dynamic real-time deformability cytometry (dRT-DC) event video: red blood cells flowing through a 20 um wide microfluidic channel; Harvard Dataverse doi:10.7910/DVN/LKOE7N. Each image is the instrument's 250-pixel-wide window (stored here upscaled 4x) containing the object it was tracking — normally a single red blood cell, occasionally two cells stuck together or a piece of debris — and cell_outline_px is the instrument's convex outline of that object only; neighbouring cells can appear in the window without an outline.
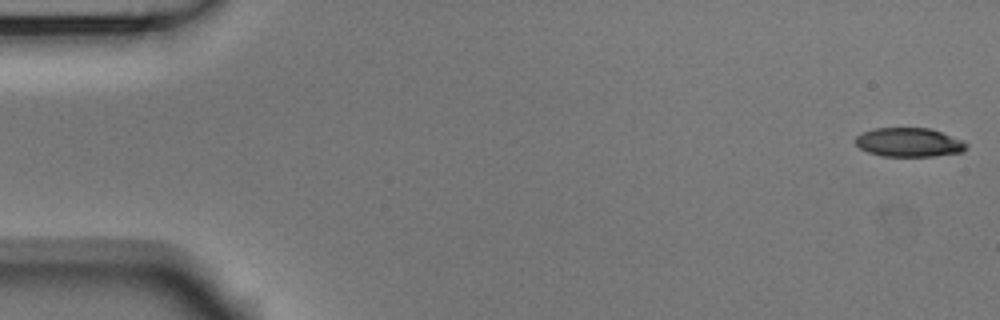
{"species": "Egyptian fruit bat (a non-hibernating species)", "species_latin": "Rousettus aegyptiacus", "temperature_condition": "room temperature", "stored_images_in_passage": 53, "camera_frame_rate_fps": 3000, "um_per_image_px": 0.085, "animal": {"sex": "male"}, "frame": {"image": 1, "passage_image": 1, "time_ms": 0.0, "image_size_px": [1000, 320], "cell_outline_px": [[968, 148], [964, 152], [936, 156], [880, 156], [868, 152], [860, 148], [856, 144], [856, 136], [872, 128], [928, 128], [940, 132], [960, 140], [968, 144]], "centroid_in_image_um": [77.26, 12.11], "position_along_channel_um": 7.7, "area_um2": 18.67}}
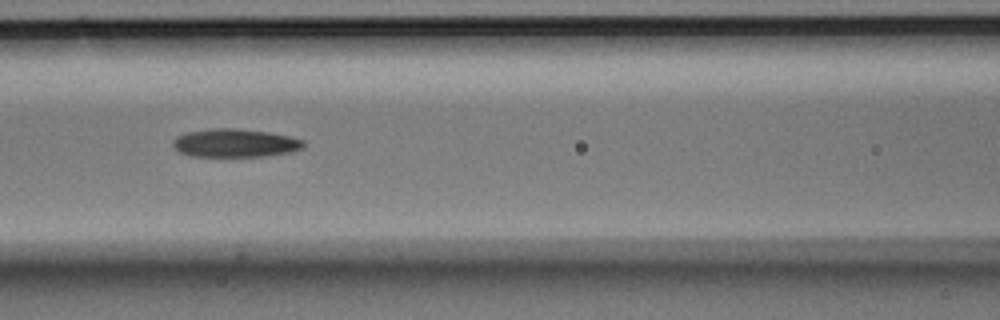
{"frame": {"image": 2, "passage_image": 23, "time_ms": 7.333, "image_size_px": [1000, 320], "cell_outline_px": [[304, 148], [288, 152], [264, 156], [192, 156], [180, 152], [172, 144], [172, 140], [176, 136], [188, 132], [216, 128], [236, 128], [268, 132], [292, 136], [304, 140]], "centroid_in_image_um": [20.0, 12.15], "position_along_channel_um": 146.6, "area_um2": 21.44}}
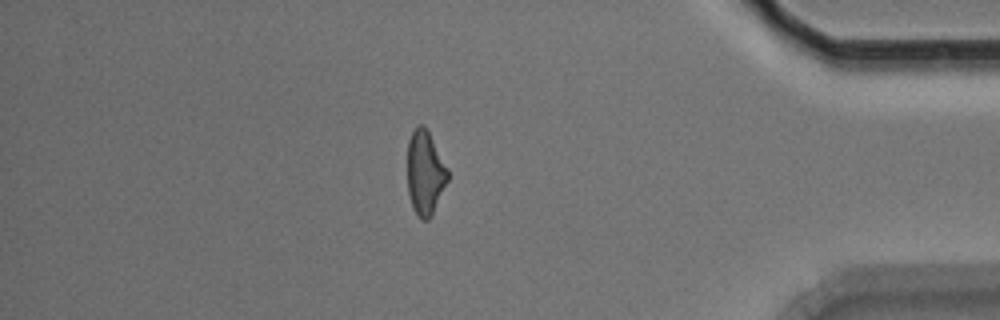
{"frame": {"image": 3, "passage_image": 46, "time_ms": 15.0, "image_size_px": [1000, 320], "cell_outline_px": [[448, 180], [428, 220], [424, 220], [416, 212], [412, 204], [408, 192], [408, 140], [416, 124], [424, 124], [428, 128], [448, 168]], "centroid_in_image_um": [36.14, 14.57], "position_along_channel_um": 399.1, "area_um2": 19.65}, "authors_computed_cell_mechanics": {"area_um2": 20.7502, "velocity_mm_per_s": 3.7648, "shape_relaxation_time_tau1_ms": 5.7039, "shape_relaxation_time_tau2_ms": 6.886, "deformation_change_tau1": 0.183, "deformation_change_tau2": 0.1898}}